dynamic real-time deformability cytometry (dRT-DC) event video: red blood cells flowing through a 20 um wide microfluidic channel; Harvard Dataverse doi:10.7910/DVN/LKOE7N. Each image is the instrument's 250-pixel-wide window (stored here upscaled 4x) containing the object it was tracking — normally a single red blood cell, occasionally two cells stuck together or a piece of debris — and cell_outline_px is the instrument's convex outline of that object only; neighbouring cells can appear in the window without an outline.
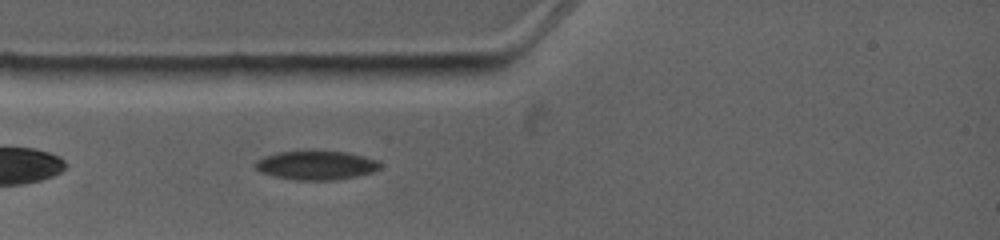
{"species": "common noctule bat (a hibernating species)", "species_latin": "Nyctalus noctula", "temperature_condition": "warm", "stored_images_in_passage": 1, "camera_frame_rate_fps": 4500, "um_per_image_px": 0.085, "animal": {"sex": "female", "body_mass_g": 19.0, "forearm_length_mm": 53.3}, "frame": {"image": 1, "passage_image": 1, "time_ms": 0.0, "image_size_px": [1000, 240], "cell_outline_px": [[380, 168], [372, 172], [356, 176], [336, 180], [296, 180], [272, 176], [260, 172], [256, 168], [256, 160], [264, 156], [276, 152], [304, 148], [312, 148], [348, 152], [380, 160]], "centroid_in_image_um": [26.86, 13.99], "position_along_channel_um": 58.1, "area_um2": 22.08}}